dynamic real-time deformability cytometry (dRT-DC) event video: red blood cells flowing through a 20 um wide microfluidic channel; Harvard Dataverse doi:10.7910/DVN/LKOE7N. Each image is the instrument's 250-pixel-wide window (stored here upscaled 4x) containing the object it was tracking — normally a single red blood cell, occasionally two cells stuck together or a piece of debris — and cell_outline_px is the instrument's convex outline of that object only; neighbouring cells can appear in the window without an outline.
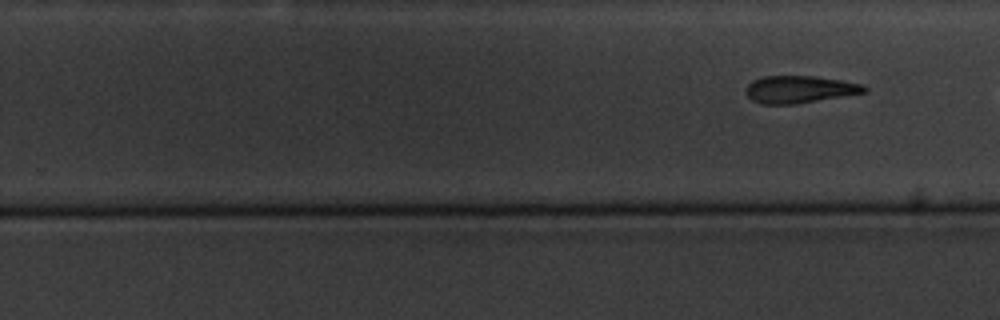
{"species": "common noctule bat (a hibernating species)", "species_latin": "Nyctalus noctula", "temperature_condition": "cold", "stored_images_in_passage": 11, "segment_of_instrument_passage": [2, 2], "camera_frame_rate_fps": 3000, "um_per_image_px": 0.085, "animal": {"sex": "male", "body_mass_g": 20.1, "forearm_length_mm": 53.5}, "frame": {"image": 1, "passage_image": 11, "time_ms": 12.333, "image_size_px": [1000, 320], "cell_outline_px": [[868, 92], [796, 104], [760, 104], [752, 100], [744, 92], [744, 88], [752, 80], [764, 76], [816, 76], [864, 84], [868, 88]], "centroid_in_image_um": [67.95, 7.6], "position_along_channel_um": 261.8, "area_um2": 19.07}}